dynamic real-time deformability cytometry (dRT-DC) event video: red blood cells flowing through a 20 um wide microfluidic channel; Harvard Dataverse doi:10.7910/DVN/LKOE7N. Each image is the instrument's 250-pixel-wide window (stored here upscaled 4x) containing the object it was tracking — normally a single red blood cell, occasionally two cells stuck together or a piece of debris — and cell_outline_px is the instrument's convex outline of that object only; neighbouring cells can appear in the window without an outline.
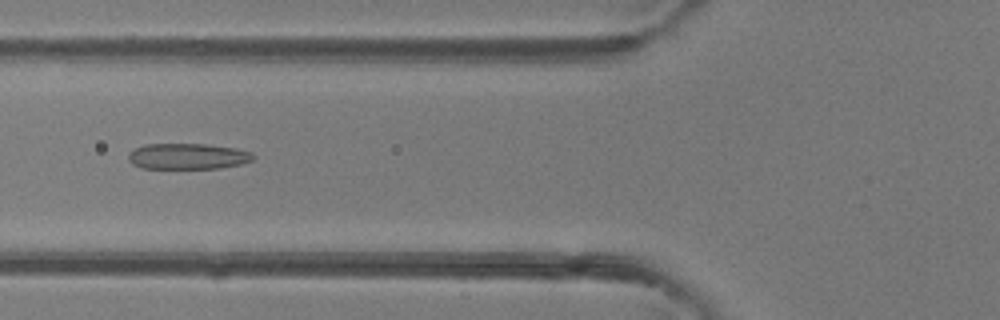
{"species": "common noctule bat (a hibernating species)", "species_latin": "Nyctalus noctula", "temperature_condition": "room temperature", "stored_images_in_passage": 4, "camera_frame_rate_fps": 3000, "um_per_image_px": 0.085, "animal": {"sex": "female"}, "frame": {"image": 1, "passage_image": 4, "time_ms": 1.0, "image_size_px": [1000, 320], "cell_outline_px": [[256, 156], [252, 160], [240, 164], [220, 168], [140, 168], [132, 164], [128, 160], [128, 152], [144, 144], [208, 144], [236, 148], [252, 152]], "centroid_in_image_um": [15.95, 13.28], "position_along_channel_um": 109.8, "area_um2": 18.96}}